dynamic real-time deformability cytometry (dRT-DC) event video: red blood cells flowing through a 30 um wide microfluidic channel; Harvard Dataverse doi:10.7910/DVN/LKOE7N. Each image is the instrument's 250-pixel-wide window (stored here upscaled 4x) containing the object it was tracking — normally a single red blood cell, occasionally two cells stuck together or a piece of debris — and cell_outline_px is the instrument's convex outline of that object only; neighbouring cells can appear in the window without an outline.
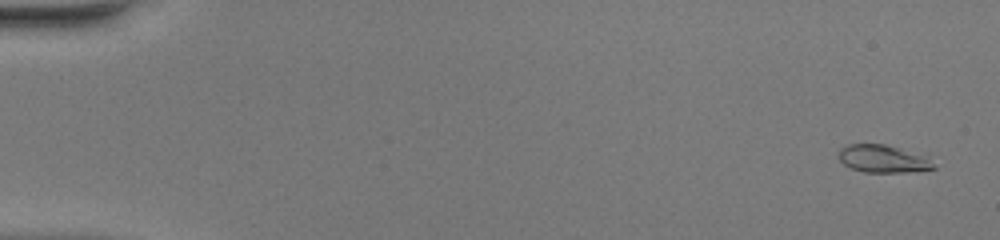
{"species": "common noctule bat (a hibernating species)", "species_latin": "Nyctalus noctula", "temperature_condition": "warm", "stored_images_in_passage": 50, "camera_frame_rate_fps": 3000, "um_per_image_px": 0.085, "animal": {"sex": "female", "body_mass_g": 20.0, "forearm_length_mm": 54.0}, "frame": {"image": 1, "passage_image": 1, "time_ms": 0.0, "image_size_px": [1000, 240], "cell_outline_px": [[936, 168], [904, 172], [864, 172], [852, 168], [844, 164], [836, 156], [840, 148], [848, 144], [884, 144], [928, 152]], "centroid_in_image_um": [75.16, 13.46], "position_along_channel_um": 9.8, "area_um2": 16.01}}
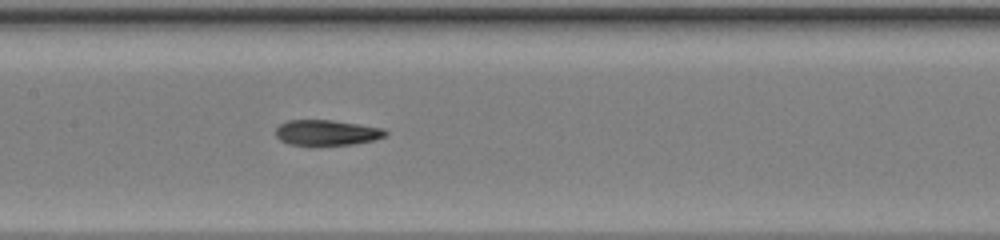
{"frame": {"image": 2, "passage_image": 25, "time_ms": 8.0, "image_size_px": [1000, 240], "cell_outline_px": [[388, 136], [372, 140], [352, 144], [312, 148], [288, 144], [280, 140], [276, 136], [276, 128], [280, 124], [288, 120], [332, 120], [384, 128], [388, 132]], "centroid_in_image_um": [27.75, 11.32], "position_along_channel_um": 179.7, "area_um2": 16.99}}
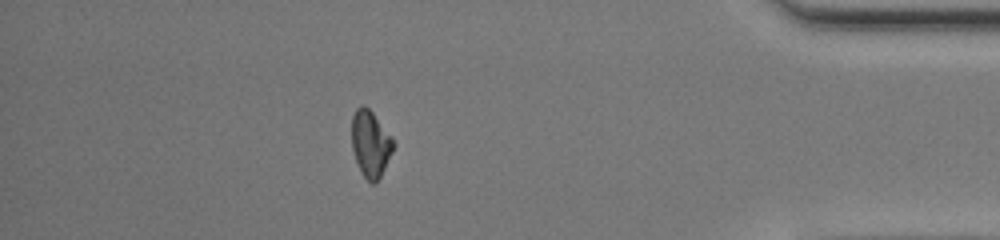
{"frame": {"image": 3, "passage_image": 44, "time_ms": 14.333, "image_size_px": [1000, 240], "cell_outline_px": [[396, 144], [376, 184], [372, 184], [364, 176], [356, 160], [352, 148], [352, 116], [356, 108], [360, 104], [364, 104], [372, 112], [392, 136]], "centroid_in_image_um": [31.5, 12.18], "position_along_channel_um": 403.7, "area_um2": 16.07}, "authors_computed_cell_mechanics": {"area_um2": 16.4152, "velocity_mm_per_s": 4.1425, "shape_relaxation_time_tau1_ms": 10.8406, "shape_relaxation_time_tau2_ms": 2.6551, "deformation_change_tau1": 0.3091, "deformation_change_tau2": 0.0714}}